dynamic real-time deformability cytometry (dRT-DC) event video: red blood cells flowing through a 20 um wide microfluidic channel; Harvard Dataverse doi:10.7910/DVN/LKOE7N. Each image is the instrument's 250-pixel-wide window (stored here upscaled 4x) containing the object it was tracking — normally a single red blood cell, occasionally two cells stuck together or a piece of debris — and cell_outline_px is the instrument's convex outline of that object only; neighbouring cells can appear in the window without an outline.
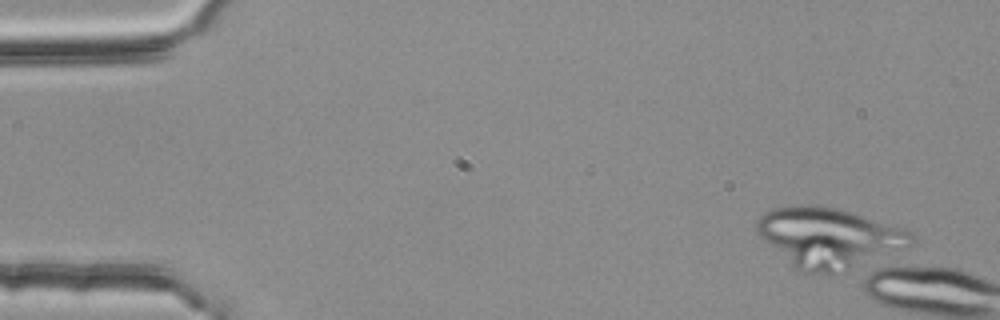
{"species": "common noctule bat (a hibernating species)", "species_latin": "Nyctalus noctula", "temperature_condition": "room temperature", "stored_images_in_passage": 5, "camera_frame_rate_fps": 3000, "um_per_image_px": 0.085, "animal": {"sex": "female", "body_mass_g": 25.1}, "frame": {"image": 1, "passage_image": 1, "time_ms": 0.0, "image_size_px": [1000, 320], "cell_outline_px": [[912, 244], [908, 248], [832, 272], [800, 272], [760, 236], [756, 232], [756, 220], [764, 212], [772, 208], [796, 204], [812, 204], [840, 208], [912, 232]], "centroid_in_image_um": [70.39, 20.13], "position_along_channel_um": 14.6, "area_um2": 52.89}}